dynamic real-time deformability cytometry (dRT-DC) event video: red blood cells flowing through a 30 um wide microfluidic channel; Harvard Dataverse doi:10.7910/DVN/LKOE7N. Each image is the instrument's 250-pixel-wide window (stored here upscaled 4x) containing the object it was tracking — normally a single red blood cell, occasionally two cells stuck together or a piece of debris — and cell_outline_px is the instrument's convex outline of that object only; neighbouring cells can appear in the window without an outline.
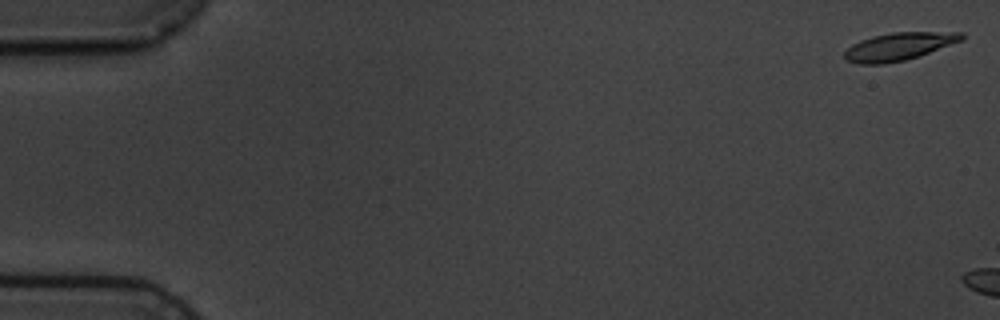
{"species": "common noctule bat (a hibernating species)", "species_latin": "Nyctalus noctula", "temperature_condition": "cold", "stored_images_in_passage": 3, "camera_frame_rate_fps": 3000, "um_per_image_px": 0.085, "animal": {"sex": "male", "body_mass_g": 19.5, "forearm_length_mm": 54.6}, "frame": {"image": 1, "passage_image": 1, "time_ms": 0.0, "image_size_px": [1000, 320], "cell_outline_px": [[964, 40], [904, 60], [884, 64], [856, 64], [848, 60], [844, 56], [844, 52], [852, 44], [860, 40], [872, 36], [892, 32], [964, 32]], "centroid_in_image_um": [76.39, 3.94], "position_along_channel_um": 8.6, "area_um2": 18.79}}